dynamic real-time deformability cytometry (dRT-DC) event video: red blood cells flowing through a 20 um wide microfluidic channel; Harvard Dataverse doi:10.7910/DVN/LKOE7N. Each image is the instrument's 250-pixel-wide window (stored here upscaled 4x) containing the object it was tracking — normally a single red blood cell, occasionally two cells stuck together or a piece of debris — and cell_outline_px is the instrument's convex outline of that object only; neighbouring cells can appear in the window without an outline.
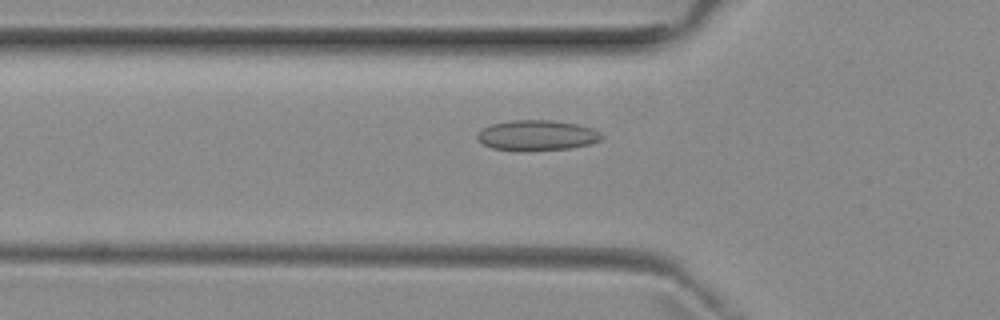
{"species": "common noctule bat (a hibernating species)", "species_latin": "Nyctalus noctula", "temperature_condition": "room temperature", "stored_images_in_passage": 52, "camera_frame_rate_fps": 3000, "um_per_image_px": 0.085, "animal": {"sex": "female", "body_mass_g": 29.2, "forearm_length_mm": 56.3}, "frame": {"image": 1, "passage_image": 17, "time_ms": 5.333, "image_size_px": [1000, 320], "cell_outline_px": [[604, 136], [600, 140], [592, 144], [572, 148], [520, 152], [492, 148], [484, 144], [476, 136], [480, 128], [492, 124], [512, 120], [552, 120], [576, 124], [592, 128], [600, 132]], "centroid_in_image_um": [45.65, 11.52], "position_along_channel_um": 80.2, "area_um2": 22.37}}
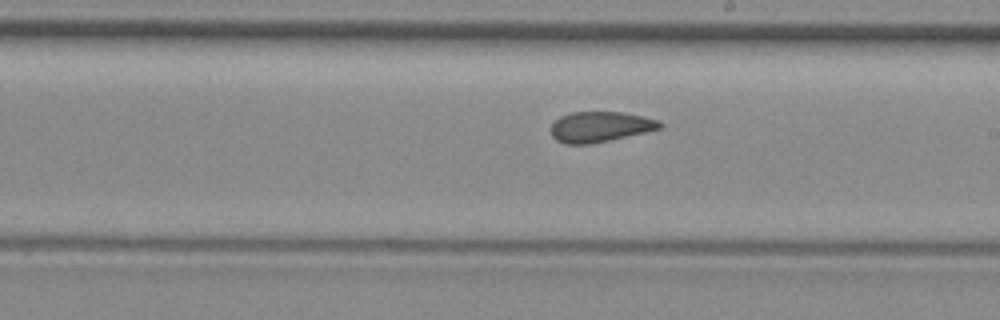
{"frame": {"image": 2, "passage_image": 29, "time_ms": 9.333, "image_size_px": [1000, 320], "cell_outline_px": [[664, 128], [592, 144], [564, 144], [556, 140], [552, 136], [552, 124], [560, 116], [572, 112], [620, 112], [644, 116], [656, 120], [664, 124]], "centroid_in_image_um": [51.03, 10.78], "position_along_channel_um": 238.0, "area_um2": 19.36}}
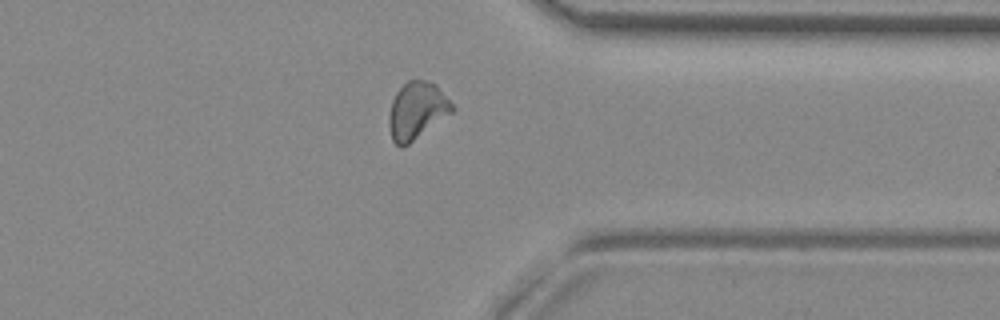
{"frame": {"image": 3, "passage_image": 40, "time_ms": 13.0, "image_size_px": [1000, 320], "cell_outline_px": [[456, 108], [452, 112], [408, 144], [400, 148], [392, 140], [388, 124], [388, 116], [392, 100], [396, 92], [408, 80], [428, 80], [436, 84]], "centroid_in_image_um": [35.41, 9.39], "position_along_channel_um": 376.0, "area_um2": 20.92}, "authors_computed_cell_mechanics": {"area_um2": 20.5479, "velocity_mm_per_s": 3.9425, "shape_relaxation_time_tau1_ms": null, "shape_relaxation_time_tau2_ms": 2.0166, "deformation_change_tau1": null, "deformation_change_tau2": 0.0854}}